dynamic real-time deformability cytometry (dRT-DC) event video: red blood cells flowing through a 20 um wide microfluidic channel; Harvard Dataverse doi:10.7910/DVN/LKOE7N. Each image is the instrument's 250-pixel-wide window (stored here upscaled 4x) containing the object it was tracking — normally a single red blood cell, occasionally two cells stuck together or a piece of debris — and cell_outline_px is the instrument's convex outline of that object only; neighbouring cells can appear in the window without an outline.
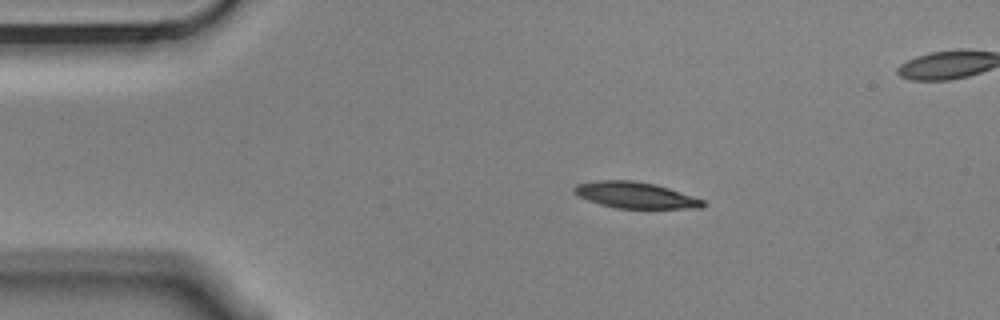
{"species": "Egyptian fruit bat (a non-hibernating species)", "species_latin": "Rousettus aegyptiacus", "temperature_condition": "cold", "stored_images_in_passage": 6, "camera_frame_rate_fps": 3000, "um_per_image_px": 0.085, "animal": {"sex": "male"}, "frame": {"image": 1, "passage_image": 3, "time_ms": 0.667, "image_size_px": [1000, 320], "cell_outline_px": [[708, 204], [700, 208], [616, 208], [600, 204], [588, 200], [572, 192], [572, 188], [576, 184], [596, 180], [632, 180], [656, 184], [704, 200]], "centroid_in_image_um": [53.98, 16.58], "position_along_channel_um": 31.0, "area_um2": 19.65}}
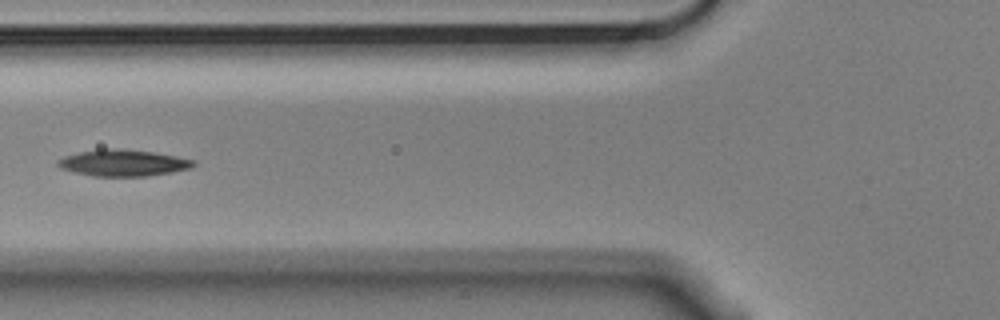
{"frame": {"image": 2, "passage_image": 6, "time_ms": 1.667, "image_size_px": [1000, 320], "cell_outline_px": [[196, 164], [188, 168], [172, 172], [148, 176], [92, 176], [60, 168], [56, 164], [56, 160], [64, 156], [80, 152], [100, 148], [124, 148], [156, 152], [196, 160]], "centroid_in_image_um": [10.46, 13.83], "position_along_channel_um": 115.3, "area_um2": 21.15}}